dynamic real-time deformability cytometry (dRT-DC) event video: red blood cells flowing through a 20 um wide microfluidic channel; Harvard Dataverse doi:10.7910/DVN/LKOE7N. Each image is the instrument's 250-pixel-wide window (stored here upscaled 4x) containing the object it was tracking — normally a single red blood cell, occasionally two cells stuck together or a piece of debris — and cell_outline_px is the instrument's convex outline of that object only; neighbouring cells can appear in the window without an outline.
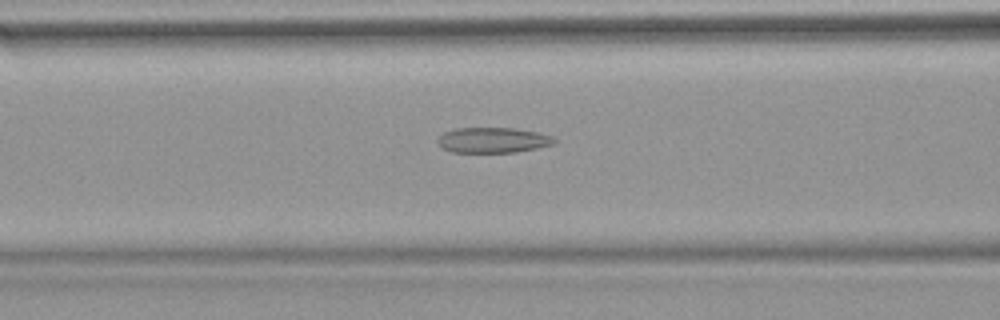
{"species": "common noctule bat (a hibernating species)", "species_latin": "Nyctalus noctula", "temperature_condition": "warm", "stored_images_in_passage": 30, "camera_frame_rate_fps": 3000, "um_per_image_px": 0.085, "animal": {"sex": "female", "body_mass_g": 18.4}, "frame": {"image": 1, "passage_image": 9, "time_ms": 2.667, "image_size_px": [1000, 320], "cell_outline_px": [[556, 140], [552, 144], [536, 148], [516, 152], [452, 152], [444, 148], [436, 140], [444, 132], [456, 128], [512, 128], [536, 132], [552, 136]], "centroid_in_image_um": [41.88, 11.91], "position_along_channel_um": 124.7, "area_um2": 16.99}}
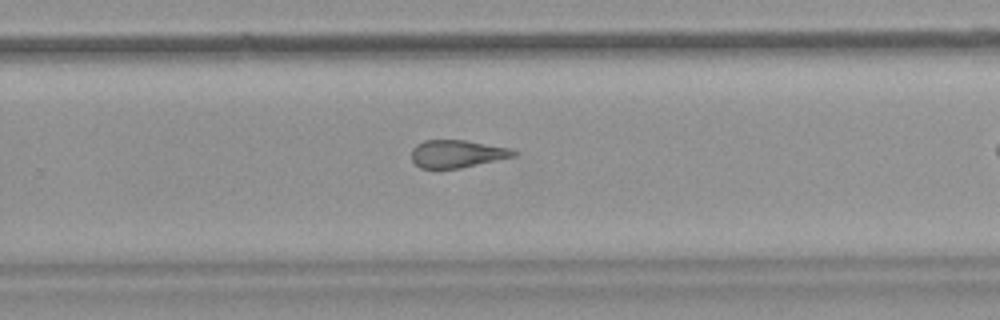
{"frame": {"image": 2, "passage_image": 22, "time_ms": 7.0, "image_size_px": [1000, 320], "cell_outline_px": [[516, 156], [460, 168], [420, 168], [412, 160], [412, 148], [416, 144], [424, 140], [464, 140], [508, 148], [516, 152]], "centroid_in_image_um": [38.81, 13.07], "position_along_channel_um": 291.0, "area_um2": 16.24}}